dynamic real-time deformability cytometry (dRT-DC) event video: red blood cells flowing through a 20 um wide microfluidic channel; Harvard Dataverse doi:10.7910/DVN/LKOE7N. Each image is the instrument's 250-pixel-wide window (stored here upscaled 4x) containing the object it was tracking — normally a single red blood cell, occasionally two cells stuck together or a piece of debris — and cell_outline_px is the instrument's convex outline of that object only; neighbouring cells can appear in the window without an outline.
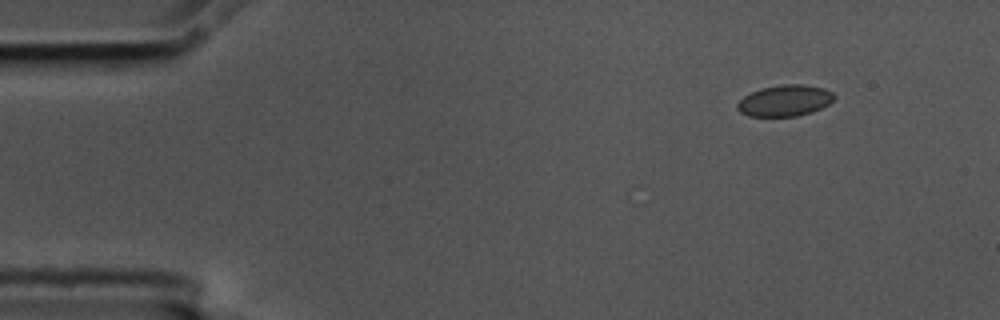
{"species": "common noctule bat (a hibernating species)", "species_latin": "Nyctalus noctula", "temperature_condition": "cold", "stored_images_in_passage": 4, "camera_frame_rate_fps": 3000, "um_per_image_px": 0.085, "animal": {"sex": "male", "body_mass_g": 17.5, "forearm_length_mm": 52.3}, "frame": {"image": 1, "passage_image": 1, "time_ms": 0.0, "image_size_px": [1000, 320], "cell_outline_px": [[836, 96], [828, 104], [812, 112], [796, 116], [748, 116], [740, 112], [736, 108], [736, 104], [744, 96], [760, 88], [784, 84], [800, 84], [824, 88], [832, 92]], "centroid_in_image_um": [66.69, 8.55], "position_along_channel_um": 18.3, "area_um2": 17.57}}